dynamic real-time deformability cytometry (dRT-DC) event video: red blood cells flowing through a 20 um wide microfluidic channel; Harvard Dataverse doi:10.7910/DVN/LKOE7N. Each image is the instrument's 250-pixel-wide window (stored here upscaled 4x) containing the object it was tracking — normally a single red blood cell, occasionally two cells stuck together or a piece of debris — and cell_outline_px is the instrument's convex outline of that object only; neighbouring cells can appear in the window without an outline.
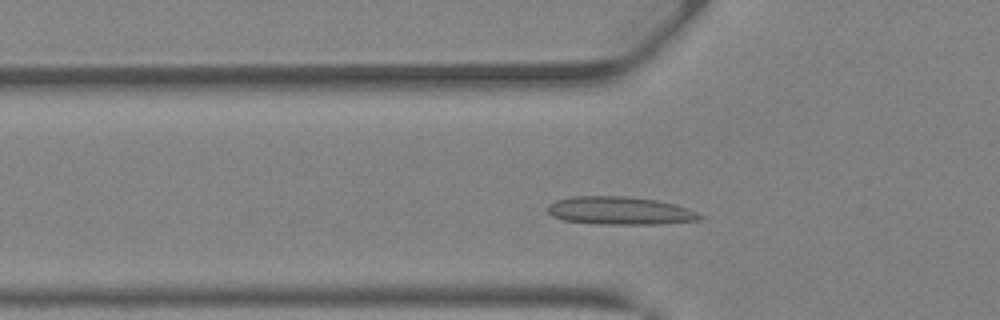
{"species": "Egyptian fruit bat (a non-hibernating species)", "species_latin": "Rousettus aegyptiacus", "temperature_condition": "warm", "stored_images_in_passage": 33, "camera_frame_rate_fps": 3000, "um_per_image_px": 0.085, "animal": {"sex": "female"}, "frame": {"image": 1, "passage_image": 8, "time_ms": 2.333, "image_size_px": [1000, 320], "cell_outline_px": [[704, 216], [700, 220], [664, 224], [596, 224], [564, 220], [552, 216], [548, 212], [548, 208], [556, 200], [572, 196], [624, 196], [656, 200], [676, 204], [688, 208]], "centroid_in_image_um": [52.74, 17.91], "position_along_channel_um": 73.1, "area_um2": 24.85}}
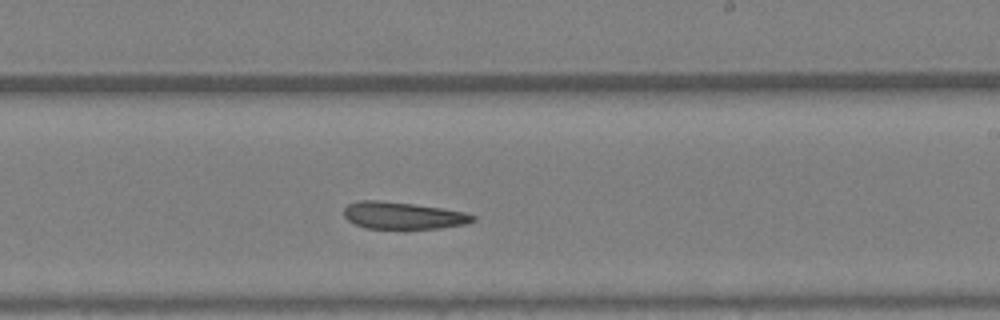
{"frame": {"image": 2, "passage_image": 19, "time_ms": 6.0, "image_size_px": [1000, 320], "cell_outline_px": [[476, 220], [464, 224], [440, 228], [364, 228], [348, 220], [344, 216], [344, 208], [348, 204], [360, 200], [380, 200], [412, 204], [440, 208], [464, 212], [476, 216]], "centroid_in_image_um": [34.23, 18.31], "position_along_channel_um": 254.8, "area_um2": 20.11}}
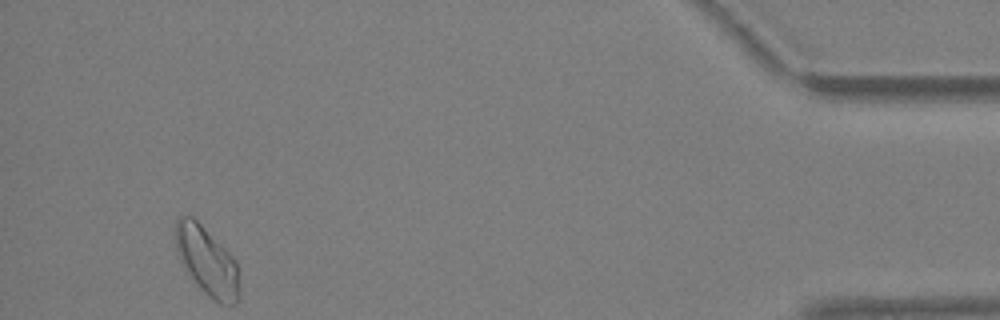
{"frame": {"image": 3, "passage_image": 33, "time_ms": 10.667, "image_size_px": [1000, 320], "cell_outline_px": [[240, 296], [236, 304], [220, 304], [208, 296], [200, 288], [188, 272], [180, 260], [176, 252], [176, 220], [180, 216], [192, 216], [236, 260], [240, 292]], "centroid_in_image_um": [17.61, 22.23], "position_along_channel_um": 417.6, "area_um2": 25.09}, "authors_computed_cell_mechanics": {"area_um2": 22.542, "velocity_mm_per_s": 4.9545, "shape_relaxation_time_tau1_ms": null, "shape_relaxation_time_tau2_ms": 2.7851, "deformation_change_tau1": null, "deformation_change_tau2": 0.0851}}